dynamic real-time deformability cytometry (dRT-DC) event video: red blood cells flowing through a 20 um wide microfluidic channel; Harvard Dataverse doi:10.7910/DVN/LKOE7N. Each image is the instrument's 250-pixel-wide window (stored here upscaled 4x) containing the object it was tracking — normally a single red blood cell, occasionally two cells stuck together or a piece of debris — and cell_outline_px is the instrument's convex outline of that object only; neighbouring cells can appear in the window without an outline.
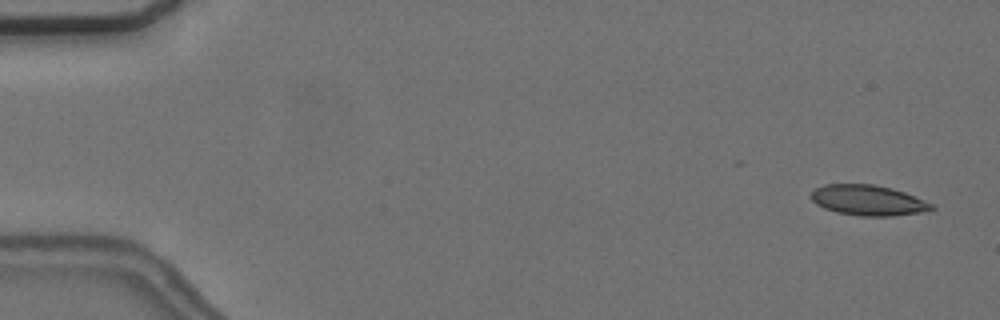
{"species": "common noctule bat (a hibernating species)", "species_latin": "Nyctalus noctula", "temperature_condition": "cold", "stored_images_in_passage": 6, "camera_frame_rate_fps": 3000, "um_per_image_px": 0.085, "animal": {"sex": "female", "body_mass_g": 24.6, "forearm_length_mm": 56.2}, "frame": {"image": 1, "passage_image": 1, "time_ms": 0.0, "image_size_px": [1000, 320], "cell_outline_px": [[936, 208], [920, 212], [892, 216], [860, 216], [836, 212], [824, 208], [816, 204], [812, 200], [812, 192], [816, 188], [824, 184], [872, 184], [892, 188], [904, 192], [932, 204]], "centroid_in_image_um": [73.76, 17.02], "position_along_channel_um": 11.2, "area_um2": 21.15}}